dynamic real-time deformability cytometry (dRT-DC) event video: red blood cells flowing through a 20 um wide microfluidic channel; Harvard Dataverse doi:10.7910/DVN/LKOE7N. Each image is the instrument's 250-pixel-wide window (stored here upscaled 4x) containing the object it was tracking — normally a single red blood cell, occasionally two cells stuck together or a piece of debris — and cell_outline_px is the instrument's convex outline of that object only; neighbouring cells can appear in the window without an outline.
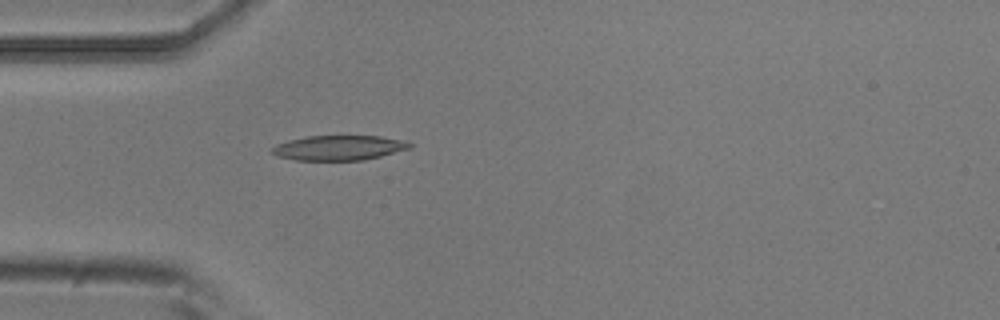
{"species": "common noctule bat (a hibernating species)", "species_latin": "Nyctalus noctula", "temperature_condition": "room temperature", "stored_images_in_passage": 5, "camera_frame_rate_fps": 3000, "um_per_image_px": 0.085, "animal": {"sex": "male", "body_mass_g": 20.5, "forearm_length_mm": 52.5}, "frame": {"image": 1, "passage_image": 5, "time_ms": 1.333, "image_size_px": [1000, 320], "cell_outline_px": [[412, 148], [364, 160], [296, 160], [276, 156], [272, 152], [272, 148], [276, 144], [288, 140], [304, 136], [380, 136], [408, 140], [412, 144]], "centroid_in_image_um": [28.83, 12.55], "position_along_channel_um": 56.2, "area_um2": 20.11}}